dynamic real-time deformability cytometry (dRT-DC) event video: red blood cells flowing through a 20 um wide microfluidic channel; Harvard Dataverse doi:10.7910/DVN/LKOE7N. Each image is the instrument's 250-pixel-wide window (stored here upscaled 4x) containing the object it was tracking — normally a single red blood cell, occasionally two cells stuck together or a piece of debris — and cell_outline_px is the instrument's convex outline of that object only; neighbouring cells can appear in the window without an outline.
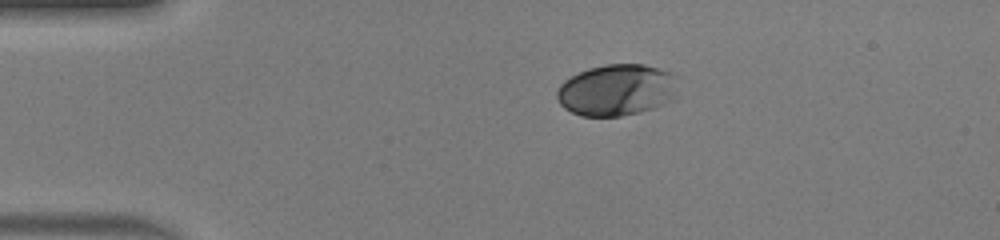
{"species": "human", "species_latin": "Homo sapiens", "temperature_condition": "warm", "stored_images_in_passage": 41, "camera_frame_rate_fps": 3000, "um_per_image_px": 0.085, "donor": {"sex": "male"}, "frame": {"image": 1, "passage_image": 1, "time_ms": 0.0, "image_size_px": [1000, 240], "cell_outline_px": [[676, 76], [668, 96], [660, 104], [652, 108], [640, 112], [620, 116], [580, 116], [564, 108], [560, 104], [556, 96], [556, 92], [560, 84], [564, 80], [588, 68], [604, 64], [644, 64], [660, 68], [672, 72]], "centroid_in_image_um": [52.29, 7.63], "position_along_channel_um": 32.7, "area_um2": 35.6}}
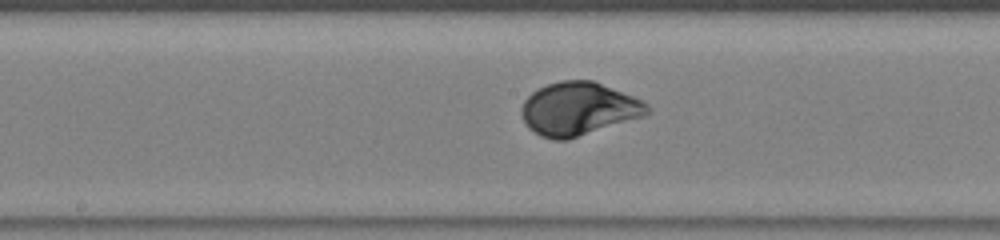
{"frame": {"image": 2, "passage_image": 17, "time_ms": 5.333, "image_size_px": [1000, 240], "cell_outline_px": [[652, 108], [644, 116], [568, 140], [552, 140], [540, 136], [528, 128], [520, 112], [520, 108], [524, 100], [532, 92], [548, 84], [560, 80], [592, 80], [644, 100]], "centroid_in_image_um": [49.18, 9.26], "position_along_channel_um": 199.0, "area_um2": 39.13}}
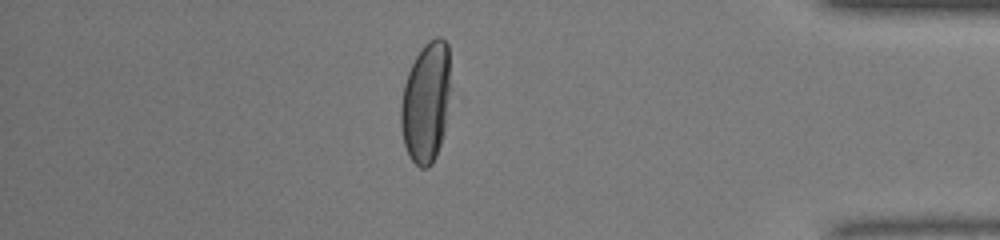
{"frame": {"image": 3, "passage_image": 34, "time_ms": 11.0, "image_size_px": [1000, 240], "cell_outline_px": [[452, 88], [444, 132], [436, 156], [432, 164], [428, 168], [420, 168], [412, 160], [404, 144], [400, 124], [400, 104], [404, 84], [408, 72], [416, 56], [424, 44], [428, 40], [436, 36], [440, 36], [448, 44]], "centroid_in_image_um": [36.24, 8.66], "position_along_channel_um": 399.0, "area_um2": 35.72}, "authors_computed_cell_mechanics": {"area_um2": 37.6856, "velocity_mm_per_s": 4.1271, "shape_relaxation_time_tau1_ms": 2.2992, "shape_relaxation_time_tau2_ms": null, "deformation_change_tau1": 0.1713, "deformation_change_tau2": null}}